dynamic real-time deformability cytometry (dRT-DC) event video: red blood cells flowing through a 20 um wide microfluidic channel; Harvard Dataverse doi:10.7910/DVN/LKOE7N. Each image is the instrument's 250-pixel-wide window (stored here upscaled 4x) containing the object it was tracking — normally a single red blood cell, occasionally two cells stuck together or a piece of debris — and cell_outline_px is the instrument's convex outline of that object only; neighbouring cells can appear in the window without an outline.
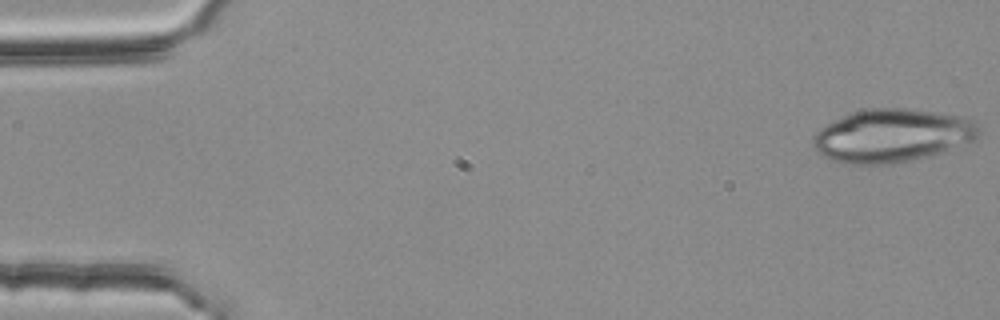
{"species": "common noctule bat (a hibernating species)", "species_latin": "Nyctalus noctula", "temperature_condition": "room temperature", "stored_images_in_passage": 53, "camera_frame_rate_fps": 3000, "um_per_image_px": 0.085, "animal": {"sex": "female", "body_mass_g": 25.1}, "frame": {"image": 1, "passage_image": 1, "time_ms": 0.0, "image_size_px": [1000, 320], "cell_outline_px": [[980, 132], [972, 140], [944, 152], [892, 164], [844, 164], [832, 160], [816, 152], [812, 144], [812, 136], [820, 128], [852, 112], [868, 108], [904, 108], [960, 116], [972, 120], [976, 124]], "centroid_in_image_um": [75.78, 11.54], "position_along_channel_um": 9.2, "area_um2": 51.04}}
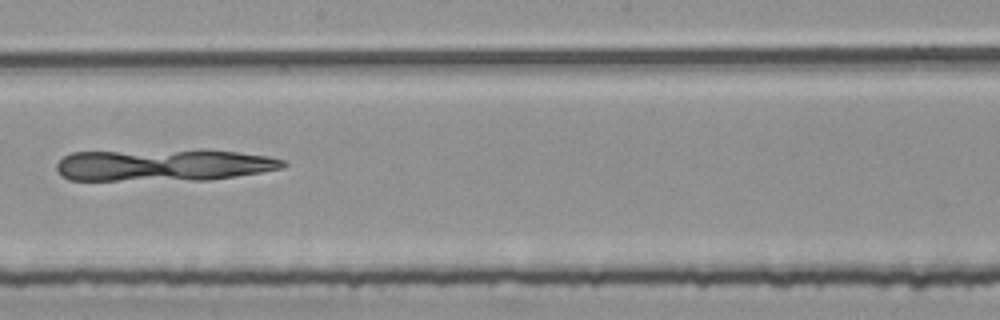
{"frame": {"image": 2, "passage_image": 30, "time_ms": 9.667, "image_size_px": [1000, 320], "cell_outline_px": [[288, 164], [284, 168], [236, 176], [208, 180], [68, 180], [56, 168], [56, 164], [64, 156], [72, 152], [236, 152], [268, 156], [284, 160]], "centroid_in_image_um": [13.9, 14.07], "position_along_channel_um": 234.3, "area_um2": 40.81}}
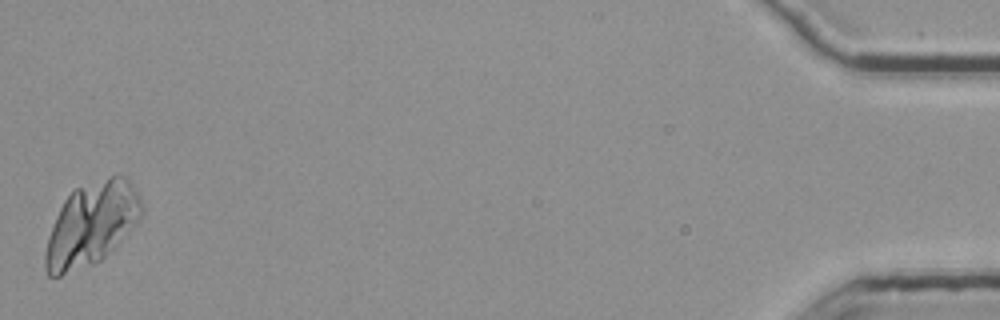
{"frame": {"image": 3, "passage_image": 53, "time_ms": 17.333, "image_size_px": [1000, 320], "cell_outline_px": [[144, 216], [100, 260], [92, 264], [60, 276], [48, 276], [44, 268], [44, 252], [48, 236], [56, 216], [64, 200], [76, 188], [108, 176], [120, 172], [128, 180], [144, 204]], "centroid_in_image_um": [7.78, 19.04], "position_along_channel_um": 427.4, "area_um2": 46.53}}